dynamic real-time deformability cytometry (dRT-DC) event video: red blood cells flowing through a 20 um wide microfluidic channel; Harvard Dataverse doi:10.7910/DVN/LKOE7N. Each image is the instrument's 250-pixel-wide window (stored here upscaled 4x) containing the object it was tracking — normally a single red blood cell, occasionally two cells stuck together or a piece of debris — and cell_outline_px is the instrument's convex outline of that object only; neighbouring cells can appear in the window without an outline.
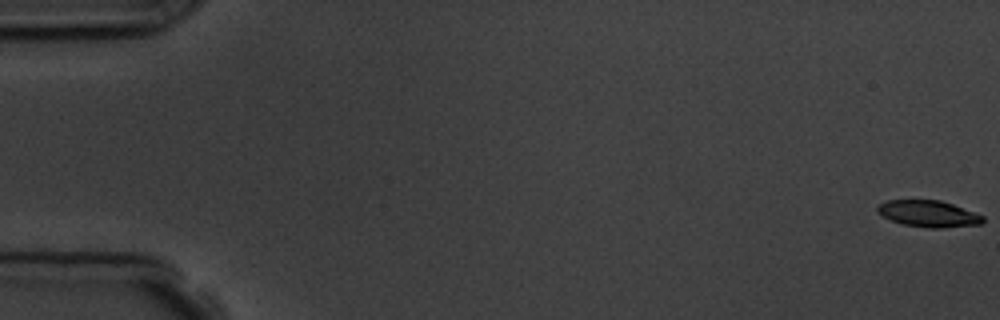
{"species": "common noctule bat (a hibernating species)", "species_latin": "Nyctalus noctula", "temperature_condition": "room temperature", "stored_images_in_passage": 7, "camera_frame_rate_fps": 3000, "um_per_image_px": 0.085, "animal": {"sex": "male", "body_mass_g": 19.5, "forearm_length_mm": 54.6}, "frame": {"image": 1, "passage_image": 1, "time_ms": 0.0, "image_size_px": [1000, 320], "cell_outline_px": [[984, 220], [980, 224], [944, 228], [928, 228], [904, 224], [892, 220], [876, 212], [876, 208], [880, 204], [888, 200], [940, 200], [952, 204], [984, 216]], "centroid_in_image_um": [78.92, 18.17], "position_along_channel_um": 6.1, "area_um2": 16.13}}
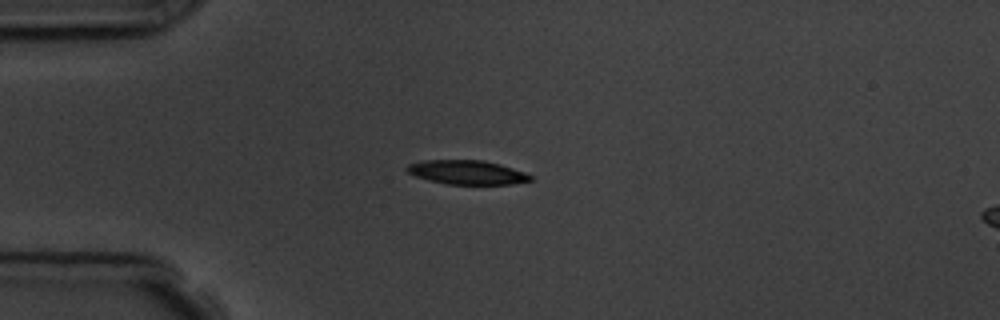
{"frame": {"image": 2, "passage_image": 5, "time_ms": 4.667, "image_size_px": [1000, 320], "cell_outline_px": [[532, 180], [512, 184], [448, 184], [416, 176], [408, 172], [404, 168], [408, 164], [424, 160], [484, 160], [500, 164], [524, 172], [532, 176]], "centroid_in_image_um": [39.7, 14.64], "position_along_channel_um": 45.3, "area_um2": 17.17}}
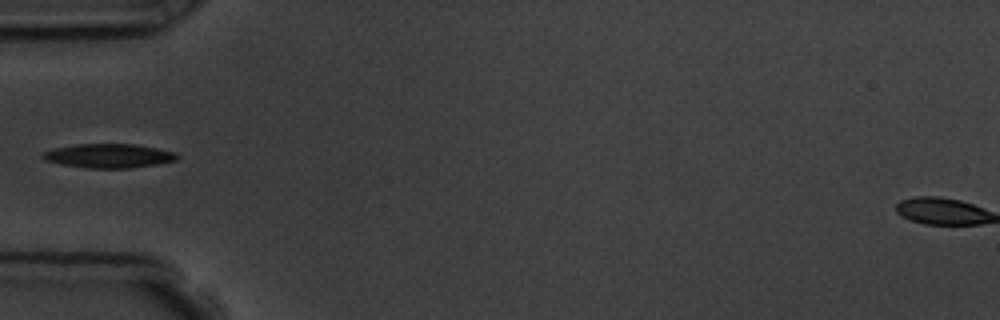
{"frame": {"image": 3, "passage_image": 6, "time_ms": 6.0, "image_size_px": [1000, 320], "cell_outline_px": [[180, 156], [176, 160], [156, 164], [128, 168], [88, 168], [64, 164], [44, 160], [40, 156], [40, 152], [52, 148], [76, 144], [132, 144], [156, 148], [176, 152]], "centroid_in_image_um": [9.2, 13.23], "position_along_channel_um": 75.8, "area_um2": 18.84}}